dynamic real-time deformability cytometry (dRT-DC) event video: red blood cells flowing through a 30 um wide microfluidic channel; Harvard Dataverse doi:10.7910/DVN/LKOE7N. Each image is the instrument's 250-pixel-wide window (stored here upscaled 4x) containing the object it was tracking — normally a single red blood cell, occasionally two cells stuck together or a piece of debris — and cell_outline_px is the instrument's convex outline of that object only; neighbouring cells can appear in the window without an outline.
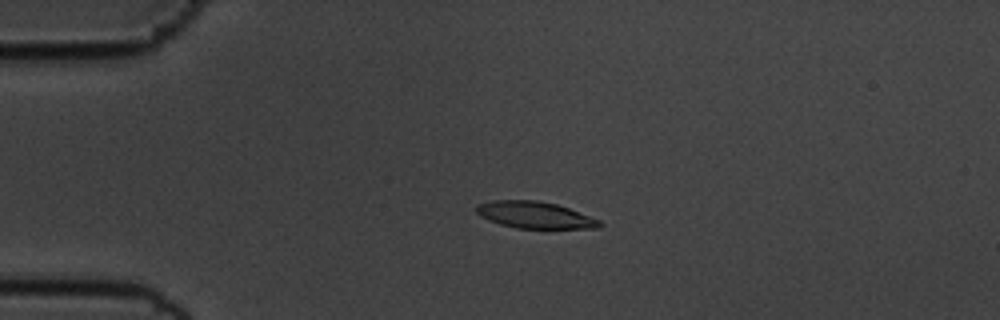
{"species": "common noctule bat (a hibernating species)", "species_latin": "Nyctalus noctula", "temperature_condition": "cold", "stored_images_in_passage": 55, "camera_frame_rate_fps": 3000, "um_per_image_px": 0.085, "animal": {"sex": "male", "body_mass_g": 19.5, "forearm_length_mm": 54.6}, "frame": {"image": 1, "passage_image": 12, "time_ms": 3.667, "image_size_px": [1000, 320], "cell_outline_px": [[604, 224], [600, 228], [516, 228], [500, 224], [488, 220], [480, 216], [476, 212], [476, 204], [496, 200], [536, 200], [556, 204], [568, 208], [600, 220]], "centroid_in_image_um": [45.45, 18.27], "position_along_channel_um": 39.5, "area_um2": 19.13}}
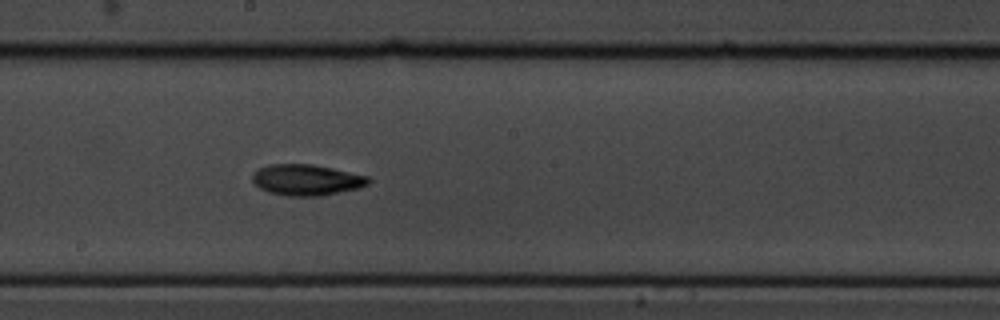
{"frame": {"image": 2, "passage_image": 30, "time_ms": 9.667, "image_size_px": [1000, 320], "cell_outline_px": [[372, 180], [368, 184], [360, 188], [320, 196], [288, 196], [268, 192], [260, 188], [252, 180], [252, 176], [260, 168], [268, 164], [312, 164], [332, 168], [368, 176]], "centroid_in_image_um": [26.08, 15.29], "position_along_channel_um": 222.1, "area_um2": 20.92}}
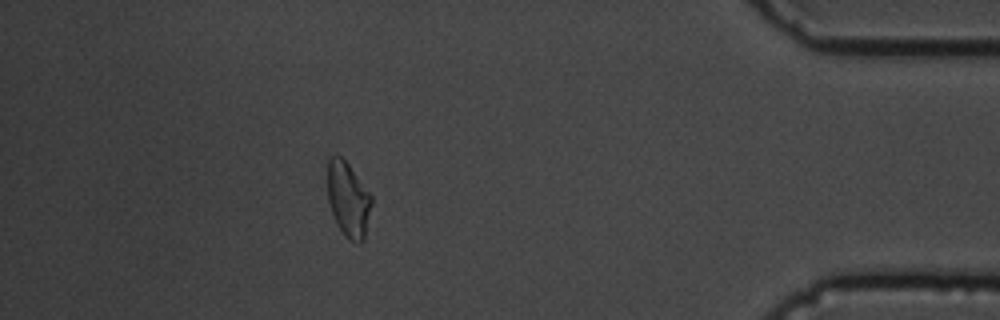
{"frame": {"image": 3, "passage_image": 49, "time_ms": 16.0, "image_size_px": [1000, 320], "cell_outline_px": [[372, 204], [364, 240], [360, 244], [356, 244], [348, 240], [344, 236], [336, 224], [328, 200], [328, 156], [336, 152], [348, 164], [372, 196]], "centroid_in_image_um": [29.59, 16.97], "position_along_channel_um": 405.6, "area_um2": 19.48}, "authors_computed_cell_mechanics": {"area_um2": 19.7098, "velocity_mm_per_s": 3.5885, "shape_relaxation_time_tau1_ms": 3.5915, "shape_relaxation_time_tau2_ms": 7.742, "deformation_change_tau1": 0.1333, "deformation_change_tau2": 0.1296}}